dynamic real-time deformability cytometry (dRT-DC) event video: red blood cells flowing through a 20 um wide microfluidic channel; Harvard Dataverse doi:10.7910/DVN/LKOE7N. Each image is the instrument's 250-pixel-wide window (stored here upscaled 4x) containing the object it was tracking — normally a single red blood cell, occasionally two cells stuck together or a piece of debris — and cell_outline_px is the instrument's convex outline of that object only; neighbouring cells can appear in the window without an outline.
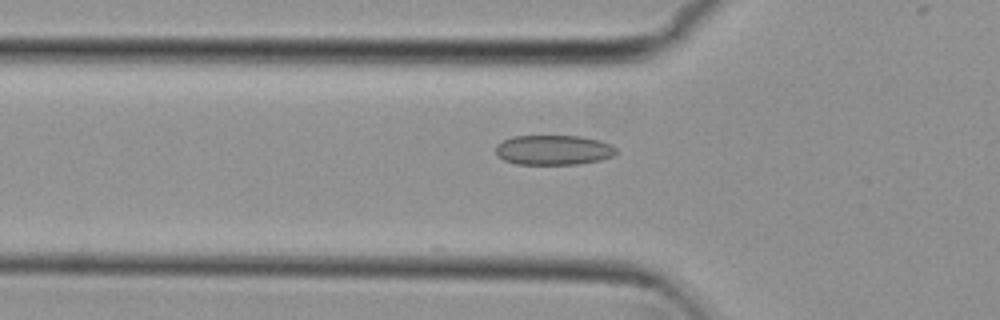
{"species": "common noctule bat (a hibernating species)", "species_latin": "Nyctalus noctula", "temperature_condition": "cold", "stored_images_in_passage": 28, "camera_frame_rate_fps": 3000, "um_per_image_px": 0.085, "animal": {"sex": "female", "body_mass_g": 29.2, "forearm_length_mm": 56.3}, "frame": {"image": 1, "passage_image": 3, "time_ms": 0.667, "image_size_px": [1000, 320], "cell_outline_px": [[616, 152], [612, 156], [600, 160], [580, 164], [516, 164], [504, 160], [496, 156], [496, 144], [512, 136], [580, 136], [600, 140], [612, 144], [616, 148]], "centroid_in_image_um": [47.04, 12.75], "position_along_channel_um": 78.8, "area_um2": 21.1}}
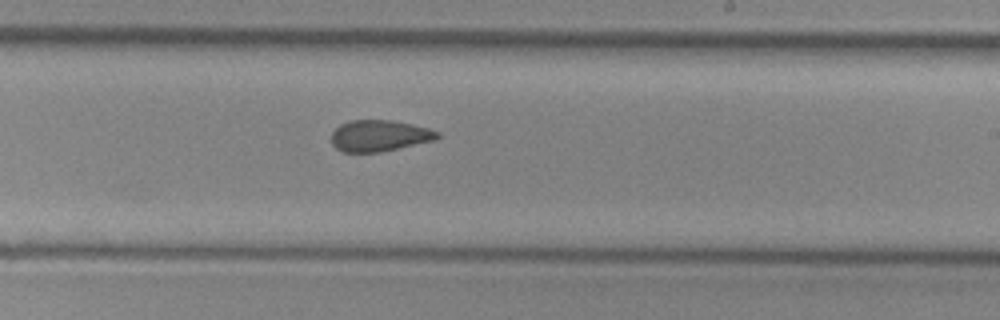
{"frame": {"image": 2, "passage_image": 17, "time_ms": 5.333, "image_size_px": [1000, 320], "cell_outline_px": [[440, 136], [432, 140], [380, 152], [340, 152], [332, 144], [332, 132], [340, 124], [352, 120], [392, 120], [412, 124], [428, 128], [440, 132]], "centroid_in_image_um": [32.21, 11.53], "position_along_channel_um": 256.8, "area_um2": 19.19}}
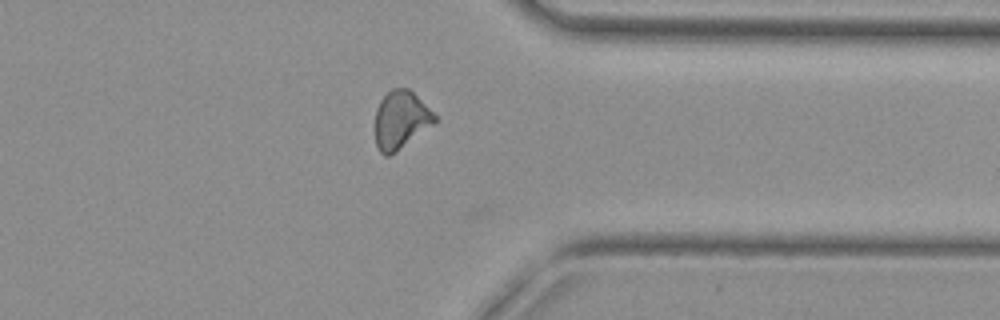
{"frame": {"image": 3, "passage_image": 27, "time_ms": 8.667, "image_size_px": [1000, 320], "cell_outline_px": [[436, 120], [396, 152], [388, 156], [384, 156], [376, 148], [376, 108], [380, 100], [392, 88], [408, 88], [436, 116]], "centroid_in_image_um": [34.01, 10.2], "position_along_channel_um": 377.4, "area_um2": 19.54}, "authors_computed_cell_mechanics": {"area_um2": 20.1144, "velocity_mm_per_s": 3.8056, "shape_relaxation_time_tau1_ms": null, "shape_relaxation_time_tau2_ms": 1.8003, "deformation_change_tau1": null, "deformation_change_tau2": 0.0823}}